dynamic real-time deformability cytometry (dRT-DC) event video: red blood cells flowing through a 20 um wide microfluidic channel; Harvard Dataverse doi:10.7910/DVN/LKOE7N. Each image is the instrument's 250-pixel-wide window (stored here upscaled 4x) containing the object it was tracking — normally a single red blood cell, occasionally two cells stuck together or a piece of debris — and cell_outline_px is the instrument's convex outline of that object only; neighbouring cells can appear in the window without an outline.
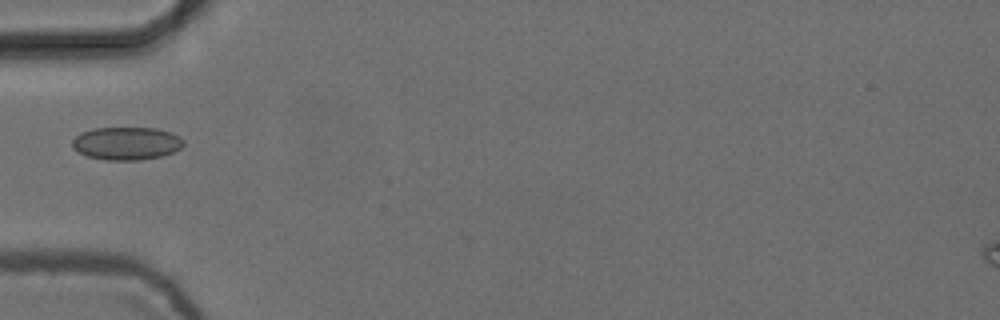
{"species": "common noctule bat (a hibernating species)", "species_latin": "Nyctalus noctula", "temperature_condition": "cold", "stored_images_in_passage": 6, "camera_frame_rate_fps": 3000, "um_per_image_px": 0.085, "animal": {"sex": "female", "body_mass_g": 24.6, "forearm_length_mm": 56.2}, "frame": {"image": 1, "passage_image": 6, "time_ms": 1.667, "image_size_px": [1000, 320], "cell_outline_px": [[184, 144], [180, 148], [172, 152], [160, 156], [140, 160], [104, 160], [88, 156], [72, 148], [72, 140], [76, 136], [92, 128], [156, 128], [172, 132], [180, 136], [184, 140]], "centroid_in_image_um": [10.77, 12.18], "position_along_channel_um": 74.2, "area_um2": 21.33}}